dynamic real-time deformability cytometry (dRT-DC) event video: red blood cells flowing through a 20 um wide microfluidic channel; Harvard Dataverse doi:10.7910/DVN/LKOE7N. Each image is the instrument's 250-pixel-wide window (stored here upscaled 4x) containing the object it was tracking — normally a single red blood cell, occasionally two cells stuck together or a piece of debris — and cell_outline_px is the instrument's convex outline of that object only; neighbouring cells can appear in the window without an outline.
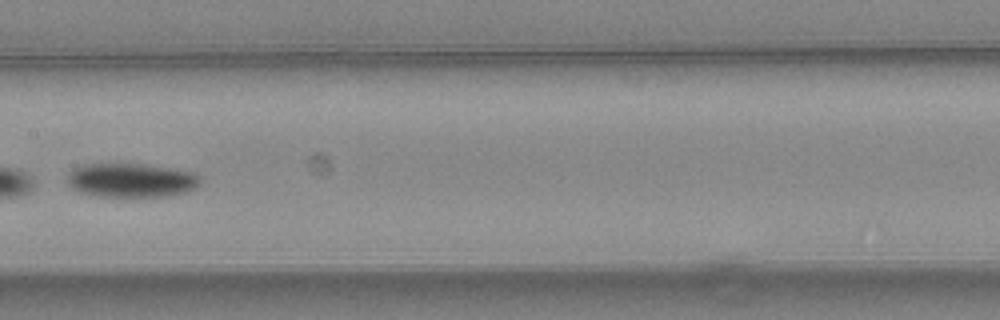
{"species": "common noctule bat (a hibernating species)", "species_latin": "Nyctalus noctula", "temperature_condition": "warm", "stored_images_in_passage": 5, "camera_frame_rate_fps": 3000, "um_per_image_px": 0.085, "animal": {"sex": "female", "body_mass_g": 24.6, "forearm_length_mm": 56.2}, "frame": {"image": 1, "passage_image": 5, "time_ms": 1.333, "image_size_px": [1000, 320], "cell_outline_px": [[200, 184], [196, 188], [188, 192], [168, 196], [124, 200], [96, 196], [80, 192], [72, 188], [68, 184], [68, 172], [72, 168], [84, 164], [144, 164], [192, 172], [200, 176]], "centroid_in_image_um": [11.14, 15.38], "position_along_channel_um": 196.3, "area_um2": 27.46}}